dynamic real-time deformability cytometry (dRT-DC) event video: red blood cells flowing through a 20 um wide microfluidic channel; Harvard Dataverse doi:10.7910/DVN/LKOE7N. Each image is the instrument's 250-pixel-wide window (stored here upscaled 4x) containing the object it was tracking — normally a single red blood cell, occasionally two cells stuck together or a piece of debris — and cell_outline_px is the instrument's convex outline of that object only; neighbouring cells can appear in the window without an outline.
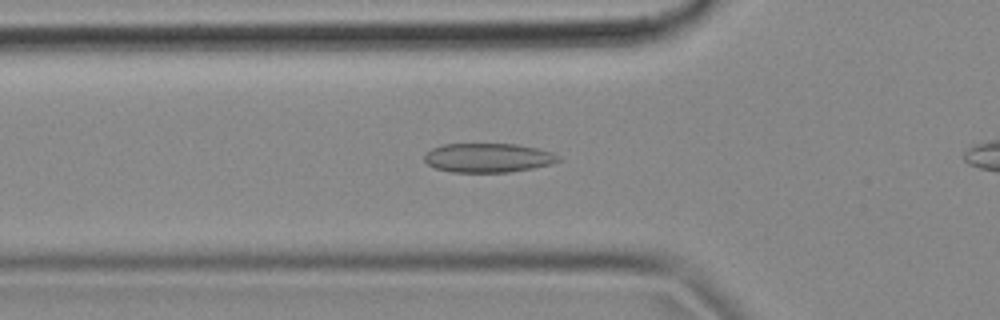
{"species": "common noctule bat (a hibernating species)", "species_latin": "Nyctalus noctula", "temperature_condition": "cold", "stored_images_in_passage": 29, "camera_frame_rate_fps": 3000, "um_per_image_px": 0.085, "animal": {"sex": "female", "body_mass_g": 18.4}, "frame": {"image": 1, "passage_image": 3, "time_ms": 0.667, "image_size_px": [1000, 320], "cell_outline_px": [[560, 160], [552, 164], [532, 168], [508, 172], [452, 172], [436, 168], [428, 164], [424, 160], [424, 152], [432, 148], [444, 144], [516, 144], [540, 148], [552, 152], [560, 156]], "centroid_in_image_um": [41.49, 13.4], "position_along_channel_um": 84.3, "area_um2": 22.89}}
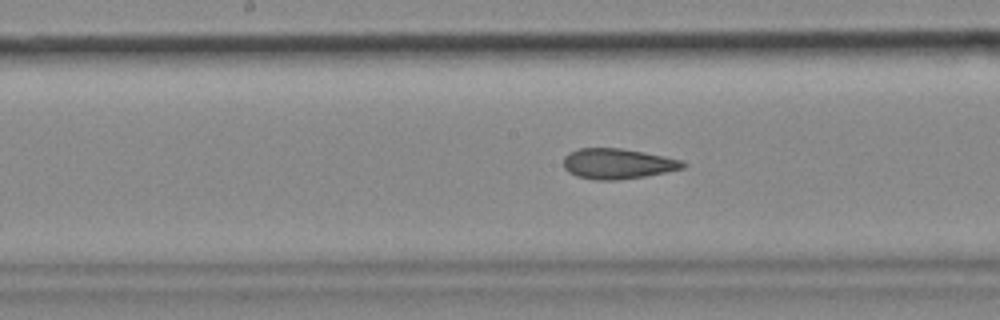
{"frame": {"image": 2, "passage_image": 12, "time_ms": 3.667, "image_size_px": [1000, 320], "cell_outline_px": [[688, 164], [684, 168], [644, 176], [616, 180], [596, 180], [576, 176], [568, 172], [564, 168], [564, 156], [568, 152], [580, 148], [620, 148], [644, 152], [684, 160]], "centroid_in_image_um": [52.5, 13.91], "position_along_channel_um": 195.7, "area_um2": 21.21}}
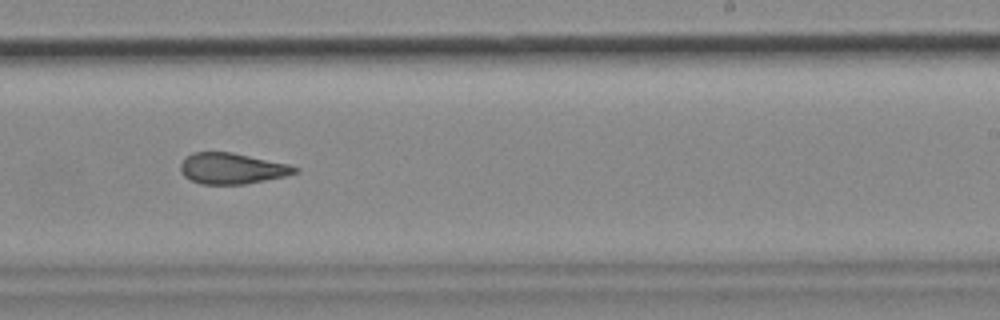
{"frame": {"image": 3, "passage_image": 18, "time_ms": 5.667, "image_size_px": [1000, 320], "cell_outline_px": [[300, 172], [284, 176], [244, 184], [200, 184], [184, 176], [180, 172], [180, 164], [184, 156], [192, 152], [232, 152], [288, 164], [300, 168]], "centroid_in_image_um": [19.69, 14.31], "position_along_channel_um": 269.3, "area_um2": 20.69}}